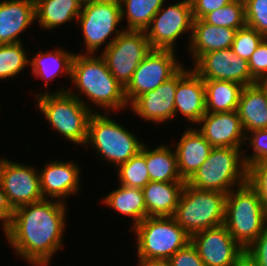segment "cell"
I'll list each match as a JSON object with an SVG mask.
<instances>
[{"label": "cell", "instance_id": "obj_1", "mask_svg": "<svg viewBox=\"0 0 267 266\" xmlns=\"http://www.w3.org/2000/svg\"><path fill=\"white\" fill-rule=\"evenodd\" d=\"M65 203L42 199L14 210L10 227L4 235L18 258L30 266H49L52 263L55 253L64 247Z\"/></svg>", "mask_w": 267, "mask_h": 266}, {"label": "cell", "instance_id": "obj_2", "mask_svg": "<svg viewBox=\"0 0 267 266\" xmlns=\"http://www.w3.org/2000/svg\"><path fill=\"white\" fill-rule=\"evenodd\" d=\"M71 81L79 95L71 88L67 92L77 97L93 113H98L95 108H91L94 105L110 114L116 110L128 109L125 88L110 73L105 60L97 54H74Z\"/></svg>", "mask_w": 267, "mask_h": 266}, {"label": "cell", "instance_id": "obj_3", "mask_svg": "<svg viewBox=\"0 0 267 266\" xmlns=\"http://www.w3.org/2000/svg\"><path fill=\"white\" fill-rule=\"evenodd\" d=\"M37 108L42 112L48 124L73 144H86L88 123L92 111L77 97L69 94L65 87L57 91L35 96Z\"/></svg>", "mask_w": 267, "mask_h": 266}, {"label": "cell", "instance_id": "obj_4", "mask_svg": "<svg viewBox=\"0 0 267 266\" xmlns=\"http://www.w3.org/2000/svg\"><path fill=\"white\" fill-rule=\"evenodd\" d=\"M136 235L138 261L165 263L191 242V236L173 216L146 217L130 228Z\"/></svg>", "mask_w": 267, "mask_h": 266}, {"label": "cell", "instance_id": "obj_5", "mask_svg": "<svg viewBox=\"0 0 267 266\" xmlns=\"http://www.w3.org/2000/svg\"><path fill=\"white\" fill-rule=\"evenodd\" d=\"M93 113L88 123V136L85 144L97 153L99 158L110 163L114 169L137 155L143 141L134 132L110 118V113Z\"/></svg>", "mask_w": 267, "mask_h": 266}, {"label": "cell", "instance_id": "obj_6", "mask_svg": "<svg viewBox=\"0 0 267 266\" xmlns=\"http://www.w3.org/2000/svg\"><path fill=\"white\" fill-rule=\"evenodd\" d=\"M244 148L213 147L207 160L186 182L189 186L228 194L247 183Z\"/></svg>", "mask_w": 267, "mask_h": 266}, {"label": "cell", "instance_id": "obj_7", "mask_svg": "<svg viewBox=\"0 0 267 266\" xmlns=\"http://www.w3.org/2000/svg\"><path fill=\"white\" fill-rule=\"evenodd\" d=\"M266 224L267 216L258 194L247 183L227 194L224 226L244 250L256 240Z\"/></svg>", "mask_w": 267, "mask_h": 266}, {"label": "cell", "instance_id": "obj_8", "mask_svg": "<svg viewBox=\"0 0 267 266\" xmlns=\"http://www.w3.org/2000/svg\"><path fill=\"white\" fill-rule=\"evenodd\" d=\"M227 194L185 183L174 219L190 235L224 225Z\"/></svg>", "mask_w": 267, "mask_h": 266}, {"label": "cell", "instance_id": "obj_9", "mask_svg": "<svg viewBox=\"0 0 267 266\" xmlns=\"http://www.w3.org/2000/svg\"><path fill=\"white\" fill-rule=\"evenodd\" d=\"M77 20L86 48L79 54H96L102 45H106L105 50L124 30L117 29L122 22L119 0H100L82 5ZM109 37L112 39L107 42Z\"/></svg>", "mask_w": 267, "mask_h": 266}, {"label": "cell", "instance_id": "obj_10", "mask_svg": "<svg viewBox=\"0 0 267 266\" xmlns=\"http://www.w3.org/2000/svg\"><path fill=\"white\" fill-rule=\"evenodd\" d=\"M151 50L145 31L124 29L99 55L105 60L110 73L125 88Z\"/></svg>", "mask_w": 267, "mask_h": 266}, {"label": "cell", "instance_id": "obj_11", "mask_svg": "<svg viewBox=\"0 0 267 266\" xmlns=\"http://www.w3.org/2000/svg\"><path fill=\"white\" fill-rule=\"evenodd\" d=\"M163 5L145 29L152 49L175 50L177 39L189 33L191 39L193 13L190 0H181L167 6ZM187 31V32H186Z\"/></svg>", "mask_w": 267, "mask_h": 266}, {"label": "cell", "instance_id": "obj_12", "mask_svg": "<svg viewBox=\"0 0 267 266\" xmlns=\"http://www.w3.org/2000/svg\"><path fill=\"white\" fill-rule=\"evenodd\" d=\"M176 51L152 49L140 62L131 81L125 87L130 105L138 96L153 91L173 77L184 65L177 60Z\"/></svg>", "mask_w": 267, "mask_h": 266}, {"label": "cell", "instance_id": "obj_13", "mask_svg": "<svg viewBox=\"0 0 267 266\" xmlns=\"http://www.w3.org/2000/svg\"><path fill=\"white\" fill-rule=\"evenodd\" d=\"M0 158V184L13 210L44 199L39 171L30 164Z\"/></svg>", "mask_w": 267, "mask_h": 266}, {"label": "cell", "instance_id": "obj_14", "mask_svg": "<svg viewBox=\"0 0 267 266\" xmlns=\"http://www.w3.org/2000/svg\"><path fill=\"white\" fill-rule=\"evenodd\" d=\"M191 243L205 266H239L245 260V250L224 225L193 234Z\"/></svg>", "mask_w": 267, "mask_h": 266}, {"label": "cell", "instance_id": "obj_15", "mask_svg": "<svg viewBox=\"0 0 267 266\" xmlns=\"http://www.w3.org/2000/svg\"><path fill=\"white\" fill-rule=\"evenodd\" d=\"M203 80L234 81L243 86L257 81L251 76L248 61L231 48L203 54L192 68Z\"/></svg>", "mask_w": 267, "mask_h": 266}, {"label": "cell", "instance_id": "obj_16", "mask_svg": "<svg viewBox=\"0 0 267 266\" xmlns=\"http://www.w3.org/2000/svg\"><path fill=\"white\" fill-rule=\"evenodd\" d=\"M191 70L182 67L173 77L162 83L153 91L138 96L129 106L131 110L143 118L157 125L175 118V92L177 83Z\"/></svg>", "mask_w": 267, "mask_h": 266}, {"label": "cell", "instance_id": "obj_17", "mask_svg": "<svg viewBox=\"0 0 267 266\" xmlns=\"http://www.w3.org/2000/svg\"><path fill=\"white\" fill-rule=\"evenodd\" d=\"M39 171L40 188L44 199L64 200L79 193L81 168L74 161L50 160ZM74 194V195H73Z\"/></svg>", "mask_w": 267, "mask_h": 266}, {"label": "cell", "instance_id": "obj_18", "mask_svg": "<svg viewBox=\"0 0 267 266\" xmlns=\"http://www.w3.org/2000/svg\"><path fill=\"white\" fill-rule=\"evenodd\" d=\"M196 129L213 147L242 148L245 133L237 110L222 113H205Z\"/></svg>", "mask_w": 267, "mask_h": 266}, {"label": "cell", "instance_id": "obj_19", "mask_svg": "<svg viewBox=\"0 0 267 266\" xmlns=\"http://www.w3.org/2000/svg\"><path fill=\"white\" fill-rule=\"evenodd\" d=\"M35 20L34 0L0 1V44L22 42L21 33Z\"/></svg>", "mask_w": 267, "mask_h": 266}, {"label": "cell", "instance_id": "obj_20", "mask_svg": "<svg viewBox=\"0 0 267 266\" xmlns=\"http://www.w3.org/2000/svg\"><path fill=\"white\" fill-rule=\"evenodd\" d=\"M179 112V113H178ZM205 84L191 69L178 83L175 92V116L181 114L189 125L199 123L205 115Z\"/></svg>", "mask_w": 267, "mask_h": 266}, {"label": "cell", "instance_id": "obj_21", "mask_svg": "<svg viewBox=\"0 0 267 266\" xmlns=\"http://www.w3.org/2000/svg\"><path fill=\"white\" fill-rule=\"evenodd\" d=\"M175 145L178 171L182 179L187 182L207 160L213 146L196 127L192 128L191 126L186 127L180 140Z\"/></svg>", "mask_w": 267, "mask_h": 266}, {"label": "cell", "instance_id": "obj_22", "mask_svg": "<svg viewBox=\"0 0 267 266\" xmlns=\"http://www.w3.org/2000/svg\"><path fill=\"white\" fill-rule=\"evenodd\" d=\"M236 29L217 27L204 22L202 19L193 21L191 39L188 38L189 54L194 64L203 54L212 51L231 48Z\"/></svg>", "mask_w": 267, "mask_h": 266}, {"label": "cell", "instance_id": "obj_23", "mask_svg": "<svg viewBox=\"0 0 267 266\" xmlns=\"http://www.w3.org/2000/svg\"><path fill=\"white\" fill-rule=\"evenodd\" d=\"M237 112L245 135L254 130L267 129V102L264 81L243 87Z\"/></svg>", "mask_w": 267, "mask_h": 266}, {"label": "cell", "instance_id": "obj_24", "mask_svg": "<svg viewBox=\"0 0 267 266\" xmlns=\"http://www.w3.org/2000/svg\"><path fill=\"white\" fill-rule=\"evenodd\" d=\"M36 52L35 56L29 57V67L36 78L44 80L46 91L38 92L33 96H38L42 93H50L47 91L49 82L56 79V77L65 75L71 79V68L74 52H68L67 49L55 48L54 51Z\"/></svg>", "mask_w": 267, "mask_h": 266}, {"label": "cell", "instance_id": "obj_25", "mask_svg": "<svg viewBox=\"0 0 267 266\" xmlns=\"http://www.w3.org/2000/svg\"><path fill=\"white\" fill-rule=\"evenodd\" d=\"M185 183L150 181L142 189L147 217L174 216Z\"/></svg>", "mask_w": 267, "mask_h": 266}, {"label": "cell", "instance_id": "obj_26", "mask_svg": "<svg viewBox=\"0 0 267 266\" xmlns=\"http://www.w3.org/2000/svg\"><path fill=\"white\" fill-rule=\"evenodd\" d=\"M35 15L39 28L47 30L78 18L82 10L79 0H34Z\"/></svg>", "mask_w": 267, "mask_h": 266}, {"label": "cell", "instance_id": "obj_27", "mask_svg": "<svg viewBox=\"0 0 267 266\" xmlns=\"http://www.w3.org/2000/svg\"><path fill=\"white\" fill-rule=\"evenodd\" d=\"M102 204L117 211L122 215L130 217L133 226H136L147 217L146 206L144 202V193L141 188L127 187L119 185L113 191L107 193Z\"/></svg>", "mask_w": 267, "mask_h": 266}, {"label": "cell", "instance_id": "obj_28", "mask_svg": "<svg viewBox=\"0 0 267 266\" xmlns=\"http://www.w3.org/2000/svg\"><path fill=\"white\" fill-rule=\"evenodd\" d=\"M146 165L150 181L185 182L179 174L175 150L167 144L150 148L146 144Z\"/></svg>", "mask_w": 267, "mask_h": 266}, {"label": "cell", "instance_id": "obj_29", "mask_svg": "<svg viewBox=\"0 0 267 266\" xmlns=\"http://www.w3.org/2000/svg\"><path fill=\"white\" fill-rule=\"evenodd\" d=\"M205 84L206 113L235 111L243 85L234 81L203 80Z\"/></svg>", "mask_w": 267, "mask_h": 266}, {"label": "cell", "instance_id": "obj_30", "mask_svg": "<svg viewBox=\"0 0 267 266\" xmlns=\"http://www.w3.org/2000/svg\"><path fill=\"white\" fill-rule=\"evenodd\" d=\"M121 20L127 18L125 30H141L150 25L154 15L167 0H119Z\"/></svg>", "mask_w": 267, "mask_h": 266}, {"label": "cell", "instance_id": "obj_31", "mask_svg": "<svg viewBox=\"0 0 267 266\" xmlns=\"http://www.w3.org/2000/svg\"><path fill=\"white\" fill-rule=\"evenodd\" d=\"M118 185L143 189L149 182V173L146 165V144L141 151L117 168Z\"/></svg>", "mask_w": 267, "mask_h": 266}, {"label": "cell", "instance_id": "obj_32", "mask_svg": "<svg viewBox=\"0 0 267 266\" xmlns=\"http://www.w3.org/2000/svg\"><path fill=\"white\" fill-rule=\"evenodd\" d=\"M22 43L0 44V80L16 78L29 67L30 55Z\"/></svg>", "mask_w": 267, "mask_h": 266}, {"label": "cell", "instance_id": "obj_33", "mask_svg": "<svg viewBox=\"0 0 267 266\" xmlns=\"http://www.w3.org/2000/svg\"><path fill=\"white\" fill-rule=\"evenodd\" d=\"M202 20L217 27L240 29L247 25L243 0H232L227 5L206 14Z\"/></svg>", "mask_w": 267, "mask_h": 266}, {"label": "cell", "instance_id": "obj_34", "mask_svg": "<svg viewBox=\"0 0 267 266\" xmlns=\"http://www.w3.org/2000/svg\"><path fill=\"white\" fill-rule=\"evenodd\" d=\"M264 38L254 28L246 25L236 31L231 50L240 58L248 61Z\"/></svg>", "mask_w": 267, "mask_h": 266}, {"label": "cell", "instance_id": "obj_35", "mask_svg": "<svg viewBox=\"0 0 267 266\" xmlns=\"http://www.w3.org/2000/svg\"><path fill=\"white\" fill-rule=\"evenodd\" d=\"M247 184L258 194L267 216V160L253 163L247 167Z\"/></svg>", "mask_w": 267, "mask_h": 266}, {"label": "cell", "instance_id": "obj_36", "mask_svg": "<svg viewBox=\"0 0 267 266\" xmlns=\"http://www.w3.org/2000/svg\"><path fill=\"white\" fill-rule=\"evenodd\" d=\"M247 26L267 37V0H243Z\"/></svg>", "mask_w": 267, "mask_h": 266}, {"label": "cell", "instance_id": "obj_37", "mask_svg": "<svg viewBox=\"0 0 267 266\" xmlns=\"http://www.w3.org/2000/svg\"><path fill=\"white\" fill-rule=\"evenodd\" d=\"M245 143L244 145L249 144L250 148H253L251 155L246 154L248 153L246 149L243 150V153H245L243 155L244 163L247 167L253 163L267 160V129L249 132L245 135Z\"/></svg>", "mask_w": 267, "mask_h": 266}, {"label": "cell", "instance_id": "obj_38", "mask_svg": "<svg viewBox=\"0 0 267 266\" xmlns=\"http://www.w3.org/2000/svg\"><path fill=\"white\" fill-rule=\"evenodd\" d=\"M251 76L257 81L267 80V37L257 46L248 60Z\"/></svg>", "mask_w": 267, "mask_h": 266}, {"label": "cell", "instance_id": "obj_39", "mask_svg": "<svg viewBox=\"0 0 267 266\" xmlns=\"http://www.w3.org/2000/svg\"><path fill=\"white\" fill-rule=\"evenodd\" d=\"M245 261L251 266H267V224L256 240L245 250Z\"/></svg>", "mask_w": 267, "mask_h": 266}, {"label": "cell", "instance_id": "obj_40", "mask_svg": "<svg viewBox=\"0 0 267 266\" xmlns=\"http://www.w3.org/2000/svg\"><path fill=\"white\" fill-rule=\"evenodd\" d=\"M165 263L168 266H205L196 247L191 242L179 249Z\"/></svg>", "mask_w": 267, "mask_h": 266}, {"label": "cell", "instance_id": "obj_41", "mask_svg": "<svg viewBox=\"0 0 267 266\" xmlns=\"http://www.w3.org/2000/svg\"><path fill=\"white\" fill-rule=\"evenodd\" d=\"M232 0H190L194 20L202 19L206 14L218 10Z\"/></svg>", "mask_w": 267, "mask_h": 266}, {"label": "cell", "instance_id": "obj_42", "mask_svg": "<svg viewBox=\"0 0 267 266\" xmlns=\"http://www.w3.org/2000/svg\"><path fill=\"white\" fill-rule=\"evenodd\" d=\"M14 210L9 204L6 194L4 193L2 186L0 184V221L2 231L5 234L10 227Z\"/></svg>", "mask_w": 267, "mask_h": 266}, {"label": "cell", "instance_id": "obj_43", "mask_svg": "<svg viewBox=\"0 0 267 266\" xmlns=\"http://www.w3.org/2000/svg\"><path fill=\"white\" fill-rule=\"evenodd\" d=\"M137 266H168L166 263H158V262H141L138 261Z\"/></svg>", "mask_w": 267, "mask_h": 266}, {"label": "cell", "instance_id": "obj_44", "mask_svg": "<svg viewBox=\"0 0 267 266\" xmlns=\"http://www.w3.org/2000/svg\"><path fill=\"white\" fill-rule=\"evenodd\" d=\"M96 1H100V0H79V2L82 5H85V4H88V3H93V2H96Z\"/></svg>", "mask_w": 267, "mask_h": 266}, {"label": "cell", "instance_id": "obj_45", "mask_svg": "<svg viewBox=\"0 0 267 266\" xmlns=\"http://www.w3.org/2000/svg\"><path fill=\"white\" fill-rule=\"evenodd\" d=\"M264 91L266 94V102H267V80H264Z\"/></svg>", "mask_w": 267, "mask_h": 266}, {"label": "cell", "instance_id": "obj_46", "mask_svg": "<svg viewBox=\"0 0 267 266\" xmlns=\"http://www.w3.org/2000/svg\"><path fill=\"white\" fill-rule=\"evenodd\" d=\"M239 266H251V265L244 260Z\"/></svg>", "mask_w": 267, "mask_h": 266}]
</instances>
